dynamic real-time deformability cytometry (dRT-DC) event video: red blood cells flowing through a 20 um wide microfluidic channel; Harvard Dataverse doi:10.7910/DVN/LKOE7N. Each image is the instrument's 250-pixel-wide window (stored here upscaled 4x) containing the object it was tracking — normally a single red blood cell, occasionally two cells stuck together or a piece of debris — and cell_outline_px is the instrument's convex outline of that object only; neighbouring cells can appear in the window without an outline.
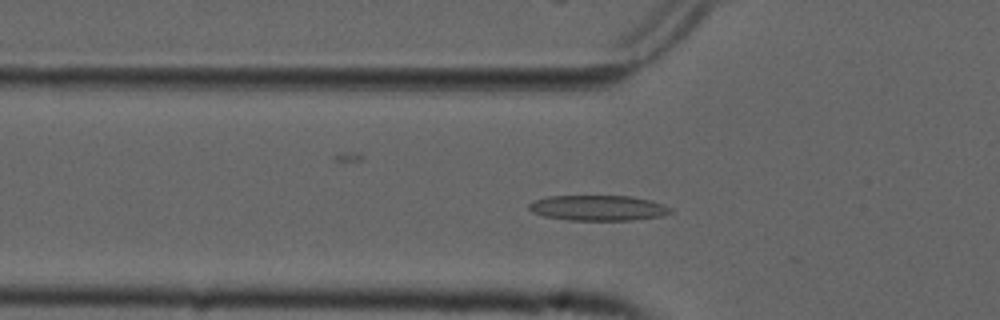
{"species": "common noctule bat (a hibernating species)", "species_latin": "Nyctalus noctula", "temperature_condition": "cold", "stored_images_in_passage": 26, "camera_frame_rate_fps": 3000, "um_per_image_px": 0.085, "animal": {"sex": "male", "forearm_length_mm": 52.5}, "frame": {"image": 1, "passage_image": 3, "time_ms": 0.667, "image_size_px": [1000, 320], "cell_outline_px": [[672, 212], [664, 216], [632, 220], [568, 220], [544, 216], [532, 212], [528, 208], [528, 204], [536, 200], [548, 196], [632, 196], [664, 204], [672, 208]], "centroid_in_image_um": [50.86, 17.68], "position_along_channel_um": 74.9, "area_um2": 20.98}}
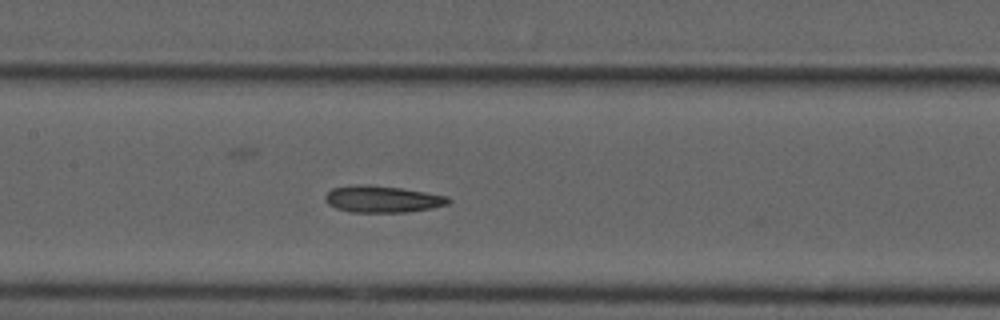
{"frame": {"image": 2, "passage_image": 11, "time_ms": 3.333, "image_size_px": [1000, 320], "cell_outline_px": [[452, 200], [448, 204], [432, 208], [404, 212], [352, 212], [336, 208], [328, 204], [324, 200], [324, 196], [332, 188], [356, 184], [368, 184], [400, 188], [448, 196]], "centroid_in_image_um": [32.48, 16.92], "position_along_channel_um": 174.9, "area_um2": 19.19}}
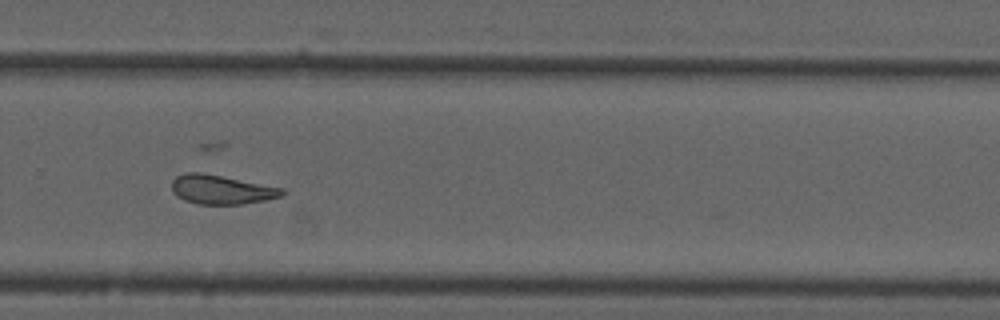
{"frame": {"image": 3, "passage_image": 22, "time_ms": 7.0, "image_size_px": [1000, 320], "cell_outline_px": [[284, 196], [244, 204], [196, 204], [184, 200], [176, 196], [172, 192], [172, 180], [176, 176], [184, 172], [200, 172], [284, 188]], "centroid_in_image_um": [18.79, 16.12], "position_along_channel_um": 311.0, "area_um2": 18.79}}